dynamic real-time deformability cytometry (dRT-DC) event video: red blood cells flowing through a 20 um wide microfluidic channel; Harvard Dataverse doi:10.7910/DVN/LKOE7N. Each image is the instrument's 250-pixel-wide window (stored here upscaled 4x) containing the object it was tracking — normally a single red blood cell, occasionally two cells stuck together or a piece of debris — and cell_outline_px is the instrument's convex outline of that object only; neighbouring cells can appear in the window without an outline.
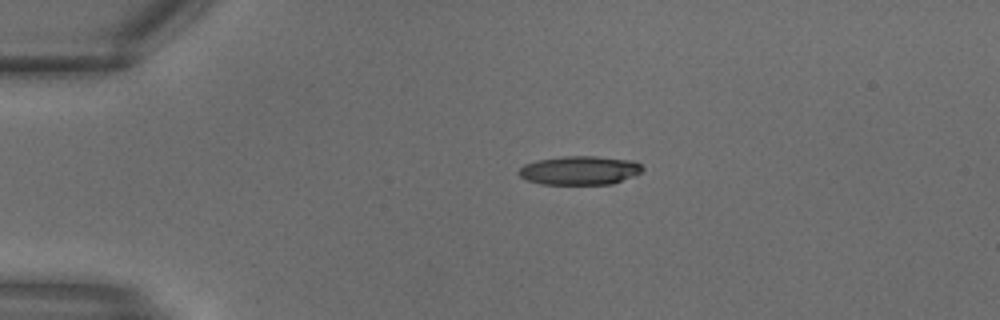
{"species": "common noctule bat (a hibernating species)", "species_latin": "Nyctalus noctula", "temperature_condition": "warm", "stored_images_in_passage": 11, "camera_frame_rate_fps": 3000, "um_per_image_px": 0.085, "animal": {"sex": "male", "body_mass_g": 18.8}, "frame": {"image": 1, "passage_image": 1, "time_ms": 0.0, "image_size_px": [1000, 320], "cell_outline_px": [[644, 168], [640, 172], [632, 176], [612, 184], [540, 184], [528, 180], [520, 176], [516, 172], [524, 164], [536, 160], [564, 156], [596, 156], [628, 160], [640, 164]], "centroid_in_image_um": [49.22, 14.48], "position_along_channel_um": 35.8, "area_um2": 20.63}}
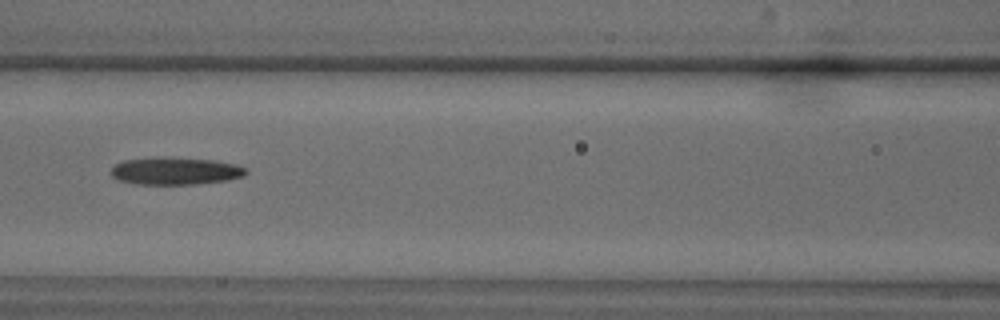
{"frame": {"image": 2, "passage_image": 8, "time_ms": 2.333, "image_size_px": [1000, 320], "cell_outline_px": [[248, 172], [244, 176], [228, 180], [196, 184], [136, 184], [116, 180], [112, 176], [112, 168], [116, 164], [124, 160], [160, 156], [212, 160], [236, 164], [244, 168]], "centroid_in_image_um": [14.89, 14.53], "position_along_channel_um": 151.7, "area_um2": 21.68}}
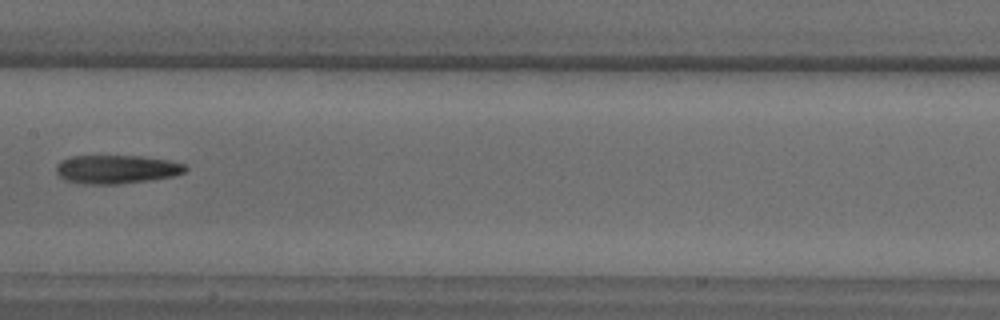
{"frame": {"image": 3, "passage_image": 10, "time_ms": 3.0, "image_size_px": [1000, 320], "cell_outline_px": [[188, 168], [184, 172], [176, 176], [120, 184], [84, 184], [64, 180], [56, 172], [56, 164], [60, 160], [68, 156], [140, 156], [168, 160], [184, 164]], "centroid_in_image_um": [9.87, 14.39], "position_along_channel_um": 197.5, "area_um2": 21.68}}